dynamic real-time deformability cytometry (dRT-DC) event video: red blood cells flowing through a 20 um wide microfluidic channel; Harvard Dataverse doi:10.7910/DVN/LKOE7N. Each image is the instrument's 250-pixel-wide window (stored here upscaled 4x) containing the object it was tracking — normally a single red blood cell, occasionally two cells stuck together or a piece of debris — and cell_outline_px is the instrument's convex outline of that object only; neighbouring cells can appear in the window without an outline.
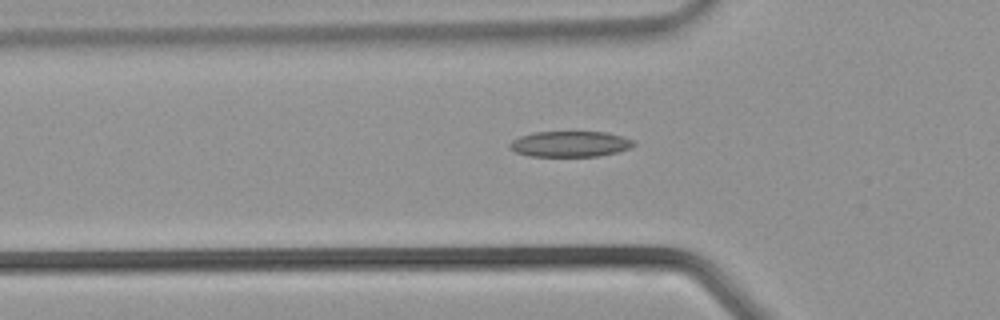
{"species": "common noctule bat (a hibernating species)", "species_latin": "Nyctalus noctula", "temperature_condition": "warm", "stored_images_in_passage": 31, "segment_of_instrument_passage": [1, 2], "camera_frame_rate_fps": 3000, "um_per_image_px": 0.085, "animal": {"sex": "male", "body_mass_g": 21.5, "forearm_length_mm": 52.0}, "frame": {"image": 1, "passage_image": 11, "time_ms": 3.333, "image_size_px": [1000, 320], "cell_outline_px": [[636, 144], [628, 148], [616, 152], [600, 156], [528, 156], [516, 152], [508, 148], [508, 144], [512, 140], [520, 136], [536, 132], [608, 132], [636, 140]], "centroid_in_image_um": [48.46, 12.24], "position_along_channel_um": 77.3, "area_um2": 18.67}}
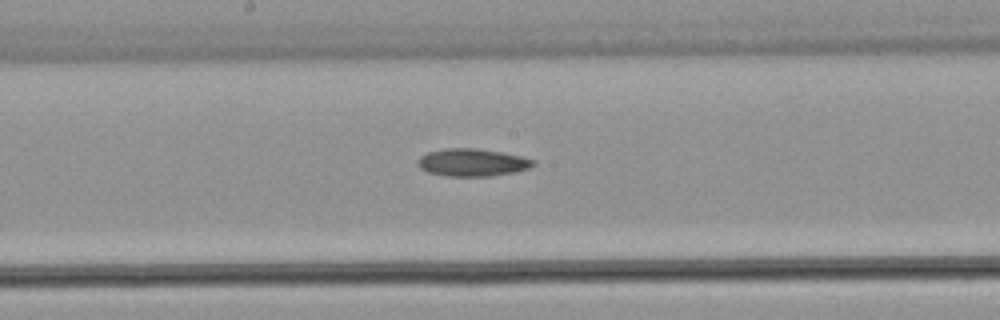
{"frame": {"image": 2, "passage_image": 18, "time_ms": 5.667, "image_size_px": [1000, 320], "cell_outline_px": [[536, 164], [528, 168], [516, 172], [492, 176], [448, 176], [428, 172], [420, 168], [416, 164], [416, 160], [420, 156], [428, 152], [444, 148], [476, 148], [500, 152], [520, 156], [536, 160]], "centroid_in_image_um": [40.13, 13.81], "position_along_channel_um": 208.1, "area_um2": 18.67}}
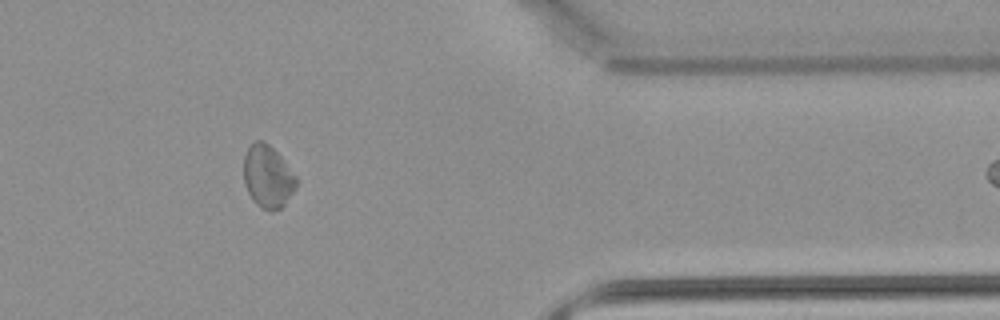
{"frame": {"image": 3, "passage_image": 29, "time_ms": 9.333, "image_size_px": [1000, 320], "cell_outline_px": [[300, 180], [284, 204], [280, 208], [272, 212], [256, 204], [252, 200], [244, 184], [244, 156], [248, 148], [256, 140], [264, 140], [280, 156]], "centroid_in_image_um": [22.76, 15.01], "position_along_channel_um": 388.6, "area_um2": 19.07}}